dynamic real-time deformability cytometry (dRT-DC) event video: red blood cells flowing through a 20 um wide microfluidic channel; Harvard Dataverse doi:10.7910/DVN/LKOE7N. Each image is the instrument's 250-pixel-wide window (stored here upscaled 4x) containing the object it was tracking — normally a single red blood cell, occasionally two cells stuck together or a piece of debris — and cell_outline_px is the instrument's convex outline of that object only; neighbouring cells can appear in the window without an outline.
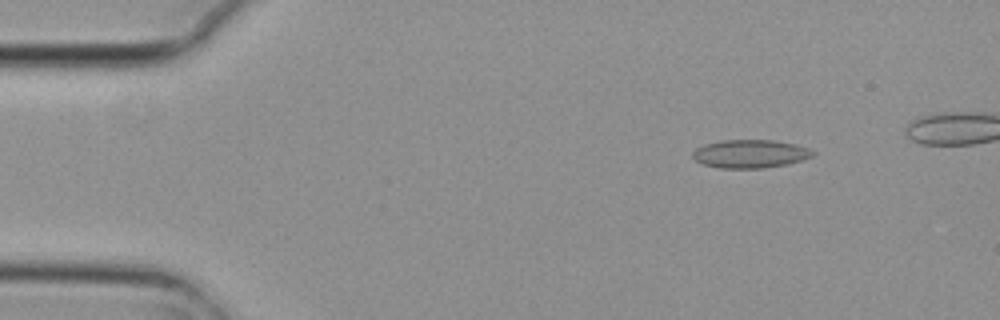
{"species": "common noctule bat (a hibernating species)", "species_latin": "Nyctalus noctula", "temperature_condition": "cold", "stored_images_in_passage": 5, "camera_frame_rate_fps": 3000, "um_per_image_px": 0.085, "animal": {"sex": "female", "body_mass_g": 29.2, "forearm_length_mm": 56.3}, "frame": {"image": 1, "passage_image": 1, "time_ms": 0.0, "image_size_px": [1000, 320], "cell_outline_px": [[816, 152], [812, 156], [788, 164], [764, 168], [720, 168], [704, 164], [696, 160], [692, 156], [692, 152], [696, 148], [704, 144], [720, 140], [772, 140], [796, 144], [808, 148]], "centroid_in_image_um": [63.76, 13.07], "position_along_channel_um": 21.2, "area_um2": 19.77}}
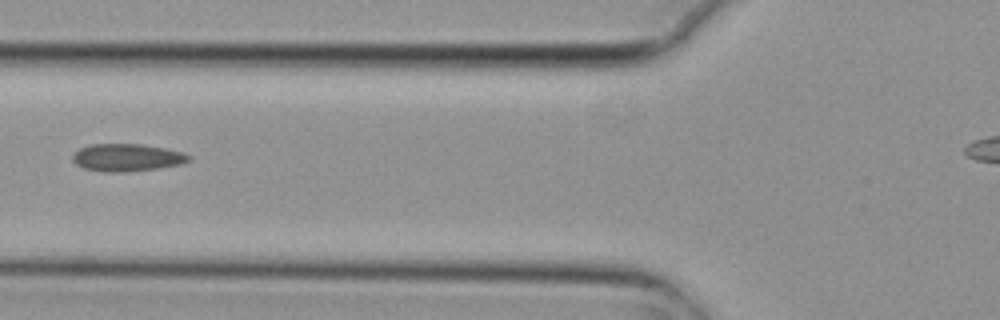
{"frame": {"image": 2, "passage_image": 4, "time_ms": 1.0, "image_size_px": [1000, 320], "cell_outline_px": [[192, 160], [180, 164], [156, 168], [124, 172], [104, 172], [84, 168], [76, 164], [72, 160], [72, 156], [80, 148], [88, 144], [140, 144], [164, 148], [180, 152], [192, 156]], "centroid_in_image_um": [10.77, 13.39], "position_along_channel_um": 115.0, "area_um2": 18.5}}
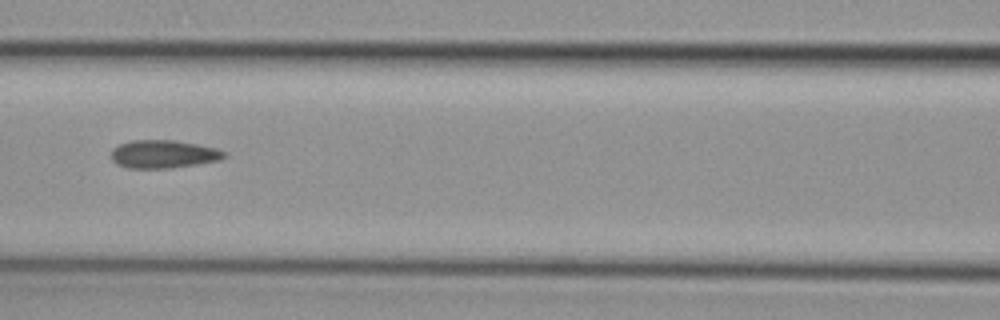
{"frame": {"image": 3, "passage_image": 5, "time_ms": 1.333, "image_size_px": [1000, 320], "cell_outline_px": [[224, 156], [220, 160], [196, 164], [168, 168], [128, 168], [116, 164], [112, 160], [112, 148], [120, 144], [132, 140], [176, 140], [216, 148], [224, 152]], "centroid_in_image_um": [13.85, 13.1], "position_along_channel_um": 152.8, "area_um2": 18.32}}